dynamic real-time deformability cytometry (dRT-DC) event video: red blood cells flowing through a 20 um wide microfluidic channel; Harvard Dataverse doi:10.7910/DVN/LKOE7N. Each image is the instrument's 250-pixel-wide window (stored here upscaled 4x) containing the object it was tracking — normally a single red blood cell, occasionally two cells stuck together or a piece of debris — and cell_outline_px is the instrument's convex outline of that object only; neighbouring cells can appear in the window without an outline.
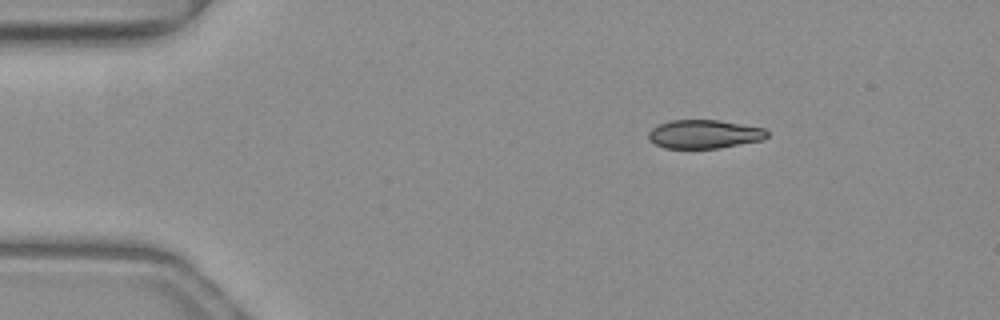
{"species": "common noctule bat (a hibernating species)", "species_latin": "Nyctalus noctula", "temperature_condition": "warm", "stored_images_in_passage": 44, "camera_frame_rate_fps": 3000, "um_per_image_px": 0.085, "animal": {"sex": "female", "body_mass_g": 19.3, "forearm_length_mm": 54.1}, "frame": {"image": 1, "passage_image": 1, "time_ms": 0.0, "image_size_px": [1000, 320], "cell_outline_px": [[768, 136], [764, 140], [720, 148], [664, 148], [648, 140], [648, 132], [652, 128], [660, 124], [672, 120], [716, 120], [764, 128], [768, 132]], "centroid_in_image_um": [59.86, 11.41], "position_along_channel_um": 25.1, "area_um2": 19.77}}
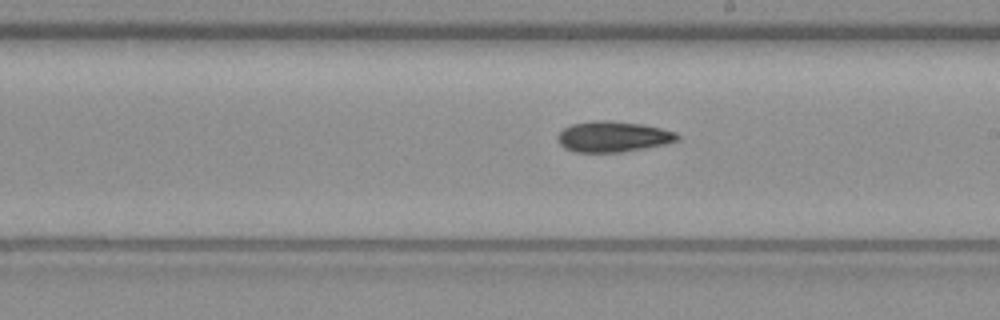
{"frame": {"image": 2, "passage_image": 22, "time_ms": 7.0, "image_size_px": [1000, 320], "cell_outline_px": [[680, 140], [664, 144], [620, 152], [572, 152], [564, 148], [556, 140], [556, 136], [564, 128], [572, 124], [592, 120], [604, 120], [640, 124], [660, 128], [676, 132], [680, 136]], "centroid_in_image_um": [52.06, 11.62], "position_along_channel_um": 236.9, "area_um2": 21.39}}
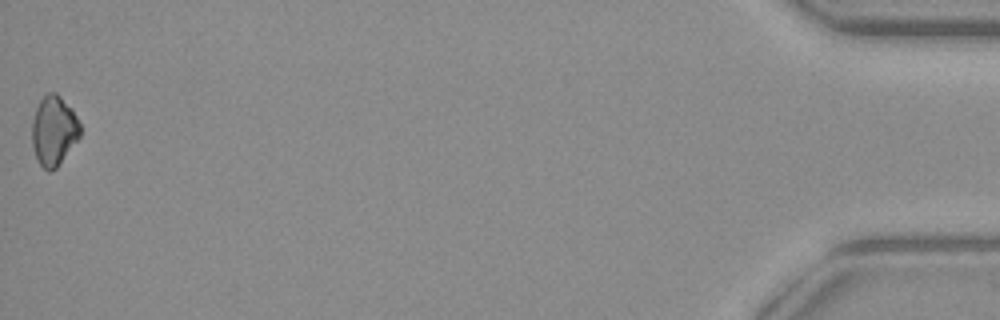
{"frame": {"image": 3, "passage_image": 44, "time_ms": 14.333, "image_size_px": [1000, 320], "cell_outline_px": [[80, 136], [56, 168], [52, 172], [48, 172], [40, 164], [36, 156], [32, 144], [32, 120], [36, 108], [40, 100], [48, 92], [56, 92], [72, 108], [80, 124]], "centroid_in_image_um": [4.57, 11.1], "position_along_channel_um": 430.6, "area_um2": 19.48}}